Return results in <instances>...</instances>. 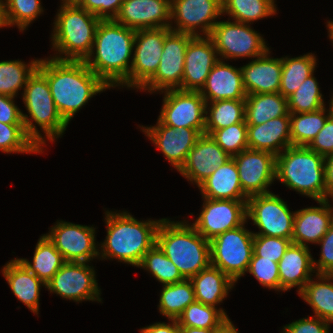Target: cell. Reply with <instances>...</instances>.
I'll use <instances>...</instances> for the list:
<instances>
[{"label": "cell", "mask_w": 333, "mask_h": 333, "mask_svg": "<svg viewBox=\"0 0 333 333\" xmlns=\"http://www.w3.org/2000/svg\"><path fill=\"white\" fill-rule=\"evenodd\" d=\"M46 59H40L37 69L46 77L55 106L67 124L90 98L110 89L84 61Z\"/></svg>", "instance_id": "cell-1"}, {"label": "cell", "mask_w": 333, "mask_h": 333, "mask_svg": "<svg viewBox=\"0 0 333 333\" xmlns=\"http://www.w3.org/2000/svg\"><path fill=\"white\" fill-rule=\"evenodd\" d=\"M135 33L113 19L101 20L97 26L92 51L84 62L109 88H130Z\"/></svg>", "instance_id": "cell-2"}, {"label": "cell", "mask_w": 333, "mask_h": 333, "mask_svg": "<svg viewBox=\"0 0 333 333\" xmlns=\"http://www.w3.org/2000/svg\"><path fill=\"white\" fill-rule=\"evenodd\" d=\"M107 236L101 244L102 253L99 257L104 259H117L138 267L144 255L156 244V234L162 221H138L128 212H105ZM101 254V255H100Z\"/></svg>", "instance_id": "cell-3"}, {"label": "cell", "mask_w": 333, "mask_h": 333, "mask_svg": "<svg viewBox=\"0 0 333 333\" xmlns=\"http://www.w3.org/2000/svg\"><path fill=\"white\" fill-rule=\"evenodd\" d=\"M156 244L185 279H190L211 265L210 241L184 221L162 218Z\"/></svg>", "instance_id": "cell-4"}, {"label": "cell", "mask_w": 333, "mask_h": 333, "mask_svg": "<svg viewBox=\"0 0 333 333\" xmlns=\"http://www.w3.org/2000/svg\"><path fill=\"white\" fill-rule=\"evenodd\" d=\"M22 100L28 114L22 112L23 126L28 137L43 151V145L48 139L54 142L65 132L68 124L59 114L46 77L36 69L29 77L25 88L23 89ZM35 123H33V122ZM38 125L40 131L36 128Z\"/></svg>", "instance_id": "cell-5"}, {"label": "cell", "mask_w": 333, "mask_h": 333, "mask_svg": "<svg viewBox=\"0 0 333 333\" xmlns=\"http://www.w3.org/2000/svg\"><path fill=\"white\" fill-rule=\"evenodd\" d=\"M59 7L51 37L52 49L59 55L51 58L84 61L92 51L101 19L78 5L62 4Z\"/></svg>", "instance_id": "cell-6"}, {"label": "cell", "mask_w": 333, "mask_h": 333, "mask_svg": "<svg viewBox=\"0 0 333 333\" xmlns=\"http://www.w3.org/2000/svg\"><path fill=\"white\" fill-rule=\"evenodd\" d=\"M276 180L315 201L326 200L324 156L308 146L291 145L276 156Z\"/></svg>", "instance_id": "cell-7"}, {"label": "cell", "mask_w": 333, "mask_h": 333, "mask_svg": "<svg viewBox=\"0 0 333 333\" xmlns=\"http://www.w3.org/2000/svg\"><path fill=\"white\" fill-rule=\"evenodd\" d=\"M253 232L245 225L221 233L210 241L211 265L235 283L247 272L253 254Z\"/></svg>", "instance_id": "cell-8"}, {"label": "cell", "mask_w": 333, "mask_h": 333, "mask_svg": "<svg viewBox=\"0 0 333 333\" xmlns=\"http://www.w3.org/2000/svg\"><path fill=\"white\" fill-rule=\"evenodd\" d=\"M209 37L212 39L220 60L251 58L264 55L269 48L265 39L250 24L237 21H218Z\"/></svg>", "instance_id": "cell-9"}, {"label": "cell", "mask_w": 333, "mask_h": 333, "mask_svg": "<svg viewBox=\"0 0 333 333\" xmlns=\"http://www.w3.org/2000/svg\"><path fill=\"white\" fill-rule=\"evenodd\" d=\"M295 212H291L286 202L270 192L249 196L247 199V219L259 228L254 235L274 236L292 239Z\"/></svg>", "instance_id": "cell-10"}, {"label": "cell", "mask_w": 333, "mask_h": 333, "mask_svg": "<svg viewBox=\"0 0 333 333\" xmlns=\"http://www.w3.org/2000/svg\"><path fill=\"white\" fill-rule=\"evenodd\" d=\"M164 92L159 120L174 128L196 129L205 133L206 101L199 91L170 89Z\"/></svg>", "instance_id": "cell-11"}, {"label": "cell", "mask_w": 333, "mask_h": 333, "mask_svg": "<svg viewBox=\"0 0 333 333\" xmlns=\"http://www.w3.org/2000/svg\"><path fill=\"white\" fill-rule=\"evenodd\" d=\"M193 35L171 31L164 39L163 51L155 74L140 88L148 92L182 90L185 52Z\"/></svg>", "instance_id": "cell-12"}, {"label": "cell", "mask_w": 333, "mask_h": 333, "mask_svg": "<svg viewBox=\"0 0 333 333\" xmlns=\"http://www.w3.org/2000/svg\"><path fill=\"white\" fill-rule=\"evenodd\" d=\"M45 288L49 289L50 293L75 302H102L94 267L87 262H65Z\"/></svg>", "instance_id": "cell-13"}, {"label": "cell", "mask_w": 333, "mask_h": 333, "mask_svg": "<svg viewBox=\"0 0 333 333\" xmlns=\"http://www.w3.org/2000/svg\"><path fill=\"white\" fill-rule=\"evenodd\" d=\"M203 199L199 217L191 225L208 241L247 223V200Z\"/></svg>", "instance_id": "cell-14"}, {"label": "cell", "mask_w": 333, "mask_h": 333, "mask_svg": "<svg viewBox=\"0 0 333 333\" xmlns=\"http://www.w3.org/2000/svg\"><path fill=\"white\" fill-rule=\"evenodd\" d=\"M95 228L65 221H57L45 234L62 254L65 262H89L99 257L95 242Z\"/></svg>", "instance_id": "cell-15"}, {"label": "cell", "mask_w": 333, "mask_h": 333, "mask_svg": "<svg viewBox=\"0 0 333 333\" xmlns=\"http://www.w3.org/2000/svg\"><path fill=\"white\" fill-rule=\"evenodd\" d=\"M171 24L173 32L188 33L193 36H209L216 19L222 15L221 0H171ZM202 34H198V31Z\"/></svg>", "instance_id": "cell-16"}, {"label": "cell", "mask_w": 333, "mask_h": 333, "mask_svg": "<svg viewBox=\"0 0 333 333\" xmlns=\"http://www.w3.org/2000/svg\"><path fill=\"white\" fill-rule=\"evenodd\" d=\"M169 27L137 30L133 62L130 69V88L140 89L157 71Z\"/></svg>", "instance_id": "cell-17"}, {"label": "cell", "mask_w": 333, "mask_h": 333, "mask_svg": "<svg viewBox=\"0 0 333 333\" xmlns=\"http://www.w3.org/2000/svg\"><path fill=\"white\" fill-rule=\"evenodd\" d=\"M236 163L243 192L249 197L270 193L276 179V156L266 151L245 149L232 157Z\"/></svg>", "instance_id": "cell-18"}, {"label": "cell", "mask_w": 333, "mask_h": 333, "mask_svg": "<svg viewBox=\"0 0 333 333\" xmlns=\"http://www.w3.org/2000/svg\"><path fill=\"white\" fill-rule=\"evenodd\" d=\"M156 124L152 127L142 126L141 130L179 171L201 134L192 128L164 125L159 119Z\"/></svg>", "instance_id": "cell-19"}, {"label": "cell", "mask_w": 333, "mask_h": 333, "mask_svg": "<svg viewBox=\"0 0 333 333\" xmlns=\"http://www.w3.org/2000/svg\"><path fill=\"white\" fill-rule=\"evenodd\" d=\"M218 53L209 36H193L185 52L183 91H200L206 79L219 61Z\"/></svg>", "instance_id": "cell-20"}, {"label": "cell", "mask_w": 333, "mask_h": 333, "mask_svg": "<svg viewBox=\"0 0 333 333\" xmlns=\"http://www.w3.org/2000/svg\"><path fill=\"white\" fill-rule=\"evenodd\" d=\"M170 9L169 0H123L113 20L135 31L169 27L171 25Z\"/></svg>", "instance_id": "cell-21"}, {"label": "cell", "mask_w": 333, "mask_h": 333, "mask_svg": "<svg viewBox=\"0 0 333 333\" xmlns=\"http://www.w3.org/2000/svg\"><path fill=\"white\" fill-rule=\"evenodd\" d=\"M230 158L231 156L210 135L202 134L189 151L185 163L178 172L188 181L199 186Z\"/></svg>", "instance_id": "cell-22"}, {"label": "cell", "mask_w": 333, "mask_h": 333, "mask_svg": "<svg viewBox=\"0 0 333 333\" xmlns=\"http://www.w3.org/2000/svg\"><path fill=\"white\" fill-rule=\"evenodd\" d=\"M319 207L303 208L295 212L292 243L308 247L319 243L333 224V208L329 199L317 201Z\"/></svg>", "instance_id": "cell-23"}, {"label": "cell", "mask_w": 333, "mask_h": 333, "mask_svg": "<svg viewBox=\"0 0 333 333\" xmlns=\"http://www.w3.org/2000/svg\"><path fill=\"white\" fill-rule=\"evenodd\" d=\"M199 92L206 103L225 99L245 100L247 93L243 85L241 68H235L219 59Z\"/></svg>", "instance_id": "cell-24"}, {"label": "cell", "mask_w": 333, "mask_h": 333, "mask_svg": "<svg viewBox=\"0 0 333 333\" xmlns=\"http://www.w3.org/2000/svg\"><path fill=\"white\" fill-rule=\"evenodd\" d=\"M264 55L241 67L243 85L247 95L278 93L281 84L282 58Z\"/></svg>", "instance_id": "cell-25"}, {"label": "cell", "mask_w": 333, "mask_h": 333, "mask_svg": "<svg viewBox=\"0 0 333 333\" xmlns=\"http://www.w3.org/2000/svg\"><path fill=\"white\" fill-rule=\"evenodd\" d=\"M309 247L291 243L278 262L280 290L287 291L298 286V293L316 273Z\"/></svg>", "instance_id": "cell-26"}, {"label": "cell", "mask_w": 333, "mask_h": 333, "mask_svg": "<svg viewBox=\"0 0 333 333\" xmlns=\"http://www.w3.org/2000/svg\"><path fill=\"white\" fill-rule=\"evenodd\" d=\"M247 137L248 148L277 156L292 145L290 116L273 118L260 125H247Z\"/></svg>", "instance_id": "cell-27"}, {"label": "cell", "mask_w": 333, "mask_h": 333, "mask_svg": "<svg viewBox=\"0 0 333 333\" xmlns=\"http://www.w3.org/2000/svg\"><path fill=\"white\" fill-rule=\"evenodd\" d=\"M198 187L202 198L216 200H247L249 198L242 190L238 169L232 157L214 170Z\"/></svg>", "instance_id": "cell-28"}, {"label": "cell", "mask_w": 333, "mask_h": 333, "mask_svg": "<svg viewBox=\"0 0 333 333\" xmlns=\"http://www.w3.org/2000/svg\"><path fill=\"white\" fill-rule=\"evenodd\" d=\"M2 273L15 297L37 315L41 285L46 287V284L30 272L18 258L5 264Z\"/></svg>", "instance_id": "cell-29"}, {"label": "cell", "mask_w": 333, "mask_h": 333, "mask_svg": "<svg viewBox=\"0 0 333 333\" xmlns=\"http://www.w3.org/2000/svg\"><path fill=\"white\" fill-rule=\"evenodd\" d=\"M189 280L192 282L196 301L213 307L223 302L235 284L228 275L212 265Z\"/></svg>", "instance_id": "cell-30"}, {"label": "cell", "mask_w": 333, "mask_h": 333, "mask_svg": "<svg viewBox=\"0 0 333 333\" xmlns=\"http://www.w3.org/2000/svg\"><path fill=\"white\" fill-rule=\"evenodd\" d=\"M281 116H290L288 99L281 93L246 95L245 120L247 125H260Z\"/></svg>", "instance_id": "cell-31"}, {"label": "cell", "mask_w": 333, "mask_h": 333, "mask_svg": "<svg viewBox=\"0 0 333 333\" xmlns=\"http://www.w3.org/2000/svg\"><path fill=\"white\" fill-rule=\"evenodd\" d=\"M317 281L312 278L298 295L309 304L314 316L333 323V274H317Z\"/></svg>", "instance_id": "cell-32"}, {"label": "cell", "mask_w": 333, "mask_h": 333, "mask_svg": "<svg viewBox=\"0 0 333 333\" xmlns=\"http://www.w3.org/2000/svg\"><path fill=\"white\" fill-rule=\"evenodd\" d=\"M18 259L45 284L52 279L65 263L62 254L45 234L37 242L32 262L24 258Z\"/></svg>", "instance_id": "cell-33"}, {"label": "cell", "mask_w": 333, "mask_h": 333, "mask_svg": "<svg viewBox=\"0 0 333 333\" xmlns=\"http://www.w3.org/2000/svg\"><path fill=\"white\" fill-rule=\"evenodd\" d=\"M243 121H245V100L225 99L206 103L204 133L206 135Z\"/></svg>", "instance_id": "cell-34"}, {"label": "cell", "mask_w": 333, "mask_h": 333, "mask_svg": "<svg viewBox=\"0 0 333 333\" xmlns=\"http://www.w3.org/2000/svg\"><path fill=\"white\" fill-rule=\"evenodd\" d=\"M316 61V56L312 53L294 58L283 57L279 93L286 98L294 93L314 73Z\"/></svg>", "instance_id": "cell-35"}, {"label": "cell", "mask_w": 333, "mask_h": 333, "mask_svg": "<svg viewBox=\"0 0 333 333\" xmlns=\"http://www.w3.org/2000/svg\"><path fill=\"white\" fill-rule=\"evenodd\" d=\"M330 116V109L326 111L325 107L314 112L290 113L292 145L308 146Z\"/></svg>", "instance_id": "cell-36"}, {"label": "cell", "mask_w": 333, "mask_h": 333, "mask_svg": "<svg viewBox=\"0 0 333 333\" xmlns=\"http://www.w3.org/2000/svg\"><path fill=\"white\" fill-rule=\"evenodd\" d=\"M162 287L158 308L168 320H177L183 310L196 301L194 288L189 279Z\"/></svg>", "instance_id": "cell-37"}, {"label": "cell", "mask_w": 333, "mask_h": 333, "mask_svg": "<svg viewBox=\"0 0 333 333\" xmlns=\"http://www.w3.org/2000/svg\"><path fill=\"white\" fill-rule=\"evenodd\" d=\"M221 3L222 14L245 24L273 16L277 11L275 0H221Z\"/></svg>", "instance_id": "cell-38"}, {"label": "cell", "mask_w": 333, "mask_h": 333, "mask_svg": "<svg viewBox=\"0 0 333 333\" xmlns=\"http://www.w3.org/2000/svg\"><path fill=\"white\" fill-rule=\"evenodd\" d=\"M229 320L222 308L217 309L195 301L188 305L177 318L180 327L221 328Z\"/></svg>", "instance_id": "cell-39"}, {"label": "cell", "mask_w": 333, "mask_h": 333, "mask_svg": "<svg viewBox=\"0 0 333 333\" xmlns=\"http://www.w3.org/2000/svg\"><path fill=\"white\" fill-rule=\"evenodd\" d=\"M40 59L25 64L21 60L0 62V94L15 97L21 88H25L29 77L37 69Z\"/></svg>", "instance_id": "cell-40"}, {"label": "cell", "mask_w": 333, "mask_h": 333, "mask_svg": "<svg viewBox=\"0 0 333 333\" xmlns=\"http://www.w3.org/2000/svg\"><path fill=\"white\" fill-rule=\"evenodd\" d=\"M4 1L1 2L4 27L16 25L20 32L24 31L43 12L41 0Z\"/></svg>", "instance_id": "cell-41"}, {"label": "cell", "mask_w": 333, "mask_h": 333, "mask_svg": "<svg viewBox=\"0 0 333 333\" xmlns=\"http://www.w3.org/2000/svg\"><path fill=\"white\" fill-rule=\"evenodd\" d=\"M138 267L149 271L163 285L179 283L185 280L176 265L157 244L144 255Z\"/></svg>", "instance_id": "cell-42"}, {"label": "cell", "mask_w": 333, "mask_h": 333, "mask_svg": "<svg viewBox=\"0 0 333 333\" xmlns=\"http://www.w3.org/2000/svg\"><path fill=\"white\" fill-rule=\"evenodd\" d=\"M313 75L307 77L287 98L289 113L314 112L325 107L319 83Z\"/></svg>", "instance_id": "cell-43"}, {"label": "cell", "mask_w": 333, "mask_h": 333, "mask_svg": "<svg viewBox=\"0 0 333 333\" xmlns=\"http://www.w3.org/2000/svg\"><path fill=\"white\" fill-rule=\"evenodd\" d=\"M0 151L3 153H43L28 137L23 124L0 122Z\"/></svg>", "instance_id": "cell-44"}, {"label": "cell", "mask_w": 333, "mask_h": 333, "mask_svg": "<svg viewBox=\"0 0 333 333\" xmlns=\"http://www.w3.org/2000/svg\"><path fill=\"white\" fill-rule=\"evenodd\" d=\"M210 136L231 157L248 148L246 120L215 130Z\"/></svg>", "instance_id": "cell-45"}, {"label": "cell", "mask_w": 333, "mask_h": 333, "mask_svg": "<svg viewBox=\"0 0 333 333\" xmlns=\"http://www.w3.org/2000/svg\"><path fill=\"white\" fill-rule=\"evenodd\" d=\"M247 272L252 274L262 286L280 291V278L277 262L263 259V257L256 256L253 253Z\"/></svg>", "instance_id": "cell-46"}, {"label": "cell", "mask_w": 333, "mask_h": 333, "mask_svg": "<svg viewBox=\"0 0 333 333\" xmlns=\"http://www.w3.org/2000/svg\"><path fill=\"white\" fill-rule=\"evenodd\" d=\"M291 243L290 239L281 237L254 235L253 253L278 263Z\"/></svg>", "instance_id": "cell-47"}, {"label": "cell", "mask_w": 333, "mask_h": 333, "mask_svg": "<svg viewBox=\"0 0 333 333\" xmlns=\"http://www.w3.org/2000/svg\"><path fill=\"white\" fill-rule=\"evenodd\" d=\"M122 3L123 0H81L78 6L101 20H109L116 17Z\"/></svg>", "instance_id": "cell-48"}, {"label": "cell", "mask_w": 333, "mask_h": 333, "mask_svg": "<svg viewBox=\"0 0 333 333\" xmlns=\"http://www.w3.org/2000/svg\"><path fill=\"white\" fill-rule=\"evenodd\" d=\"M321 254L318 261L313 259V267L317 274H333V224L318 243Z\"/></svg>", "instance_id": "cell-49"}, {"label": "cell", "mask_w": 333, "mask_h": 333, "mask_svg": "<svg viewBox=\"0 0 333 333\" xmlns=\"http://www.w3.org/2000/svg\"><path fill=\"white\" fill-rule=\"evenodd\" d=\"M330 323L319 317L310 316L293 321L283 327L281 333H329Z\"/></svg>", "instance_id": "cell-50"}, {"label": "cell", "mask_w": 333, "mask_h": 333, "mask_svg": "<svg viewBox=\"0 0 333 333\" xmlns=\"http://www.w3.org/2000/svg\"><path fill=\"white\" fill-rule=\"evenodd\" d=\"M308 147L324 157L333 153V116L325 122L323 128L317 133Z\"/></svg>", "instance_id": "cell-51"}, {"label": "cell", "mask_w": 333, "mask_h": 333, "mask_svg": "<svg viewBox=\"0 0 333 333\" xmlns=\"http://www.w3.org/2000/svg\"><path fill=\"white\" fill-rule=\"evenodd\" d=\"M14 98L0 94V122L5 124H23L22 111L15 105Z\"/></svg>", "instance_id": "cell-52"}, {"label": "cell", "mask_w": 333, "mask_h": 333, "mask_svg": "<svg viewBox=\"0 0 333 333\" xmlns=\"http://www.w3.org/2000/svg\"><path fill=\"white\" fill-rule=\"evenodd\" d=\"M172 323H154L140 329L141 333H181L180 326L175 319H170Z\"/></svg>", "instance_id": "cell-53"}, {"label": "cell", "mask_w": 333, "mask_h": 333, "mask_svg": "<svg viewBox=\"0 0 333 333\" xmlns=\"http://www.w3.org/2000/svg\"><path fill=\"white\" fill-rule=\"evenodd\" d=\"M326 199L333 200V153L324 157Z\"/></svg>", "instance_id": "cell-54"}, {"label": "cell", "mask_w": 333, "mask_h": 333, "mask_svg": "<svg viewBox=\"0 0 333 333\" xmlns=\"http://www.w3.org/2000/svg\"><path fill=\"white\" fill-rule=\"evenodd\" d=\"M181 333H216L219 328L180 327Z\"/></svg>", "instance_id": "cell-55"}, {"label": "cell", "mask_w": 333, "mask_h": 333, "mask_svg": "<svg viewBox=\"0 0 333 333\" xmlns=\"http://www.w3.org/2000/svg\"><path fill=\"white\" fill-rule=\"evenodd\" d=\"M216 333H238V331L229 319L221 328L217 330Z\"/></svg>", "instance_id": "cell-56"}, {"label": "cell", "mask_w": 333, "mask_h": 333, "mask_svg": "<svg viewBox=\"0 0 333 333\" xmlns=\"http://www.w3.org/2000/svg\"><path fill=\"white\" fill-rule=\"evenodd\" d=\"M328 24H327V28H328V36H329V38H330V40H332V43H333V21L331 20V21H328L327 22Z\"/></svg>", "instance_id": "cell-57"}, {"label": "cell", "mask_w": 333, "mask_h": 333, "mask_svg": "<svg viewBox=\"0 0 333 333\" xmlns=\"http://www.w3.org/2000/svg\"><path fill=\"white\" fill-rule=\"evenodd\" d=\"M81 2V0H62L61 4L65 5H78Z\"/></svg>", "instance_id": "cell-58"}, {"label": "cell", "mask_w": 333, "mask_h": 333, "mask_svg": "<svg viewBox=\"0 0 333 333\" xmlns=\"http://www.w3.org/2000/svg\"><path fill=\"white\" fill-rule=\"evenodd\" d=\"M2 0H0V28L4 27L3 21H2V6H1Z\"/></svg>", "instance_id": "cell-59"}, {"label": "cell", "mask_w": 333, "mask_h": 333, "mask_svg": "<svg viewBox=\"0 0 333 333\" xmlns=\"http://www.w3.org/2000/svg\"><path fill=\"white\" fill-rule=\"evenodd\" d=\"M329 109H330V114L333 116V95H332V98L330 100V103H329Z\"/></svg>", "instance_id": "cell-60"}]
</instances>
